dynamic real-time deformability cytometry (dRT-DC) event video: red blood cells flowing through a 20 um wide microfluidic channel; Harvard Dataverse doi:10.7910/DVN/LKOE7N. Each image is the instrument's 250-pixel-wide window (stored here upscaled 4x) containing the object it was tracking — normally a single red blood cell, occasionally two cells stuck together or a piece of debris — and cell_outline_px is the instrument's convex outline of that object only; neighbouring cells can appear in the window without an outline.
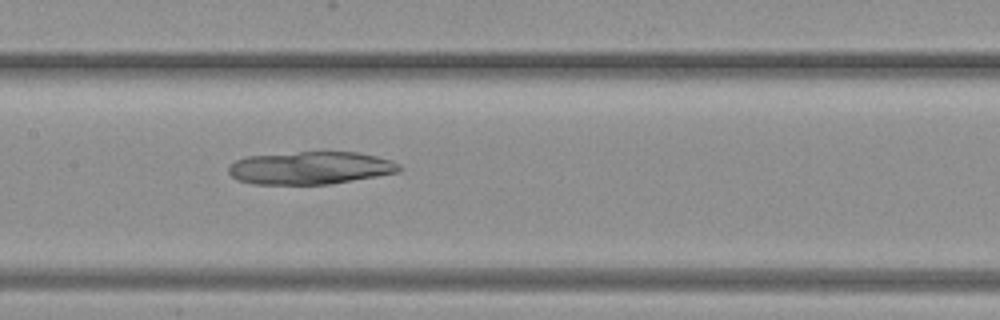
{"species": "common noctule bat (a hibernating species)", "species_latin": "Nyctalus noctula", "temperature_condition": "warm", "stored_images_in_passage": 40, "camera_frame_rate_fps": 3000, "um_per_image_px": 0.085, "animal": {"sex": "female", "body_mass_g": 19.3, "forearm_length_mm": 54.1}, "frame": {"image": 1, "passage_image": 20, "time_ms": 6.333, "image_size_px": [1000, 320], "cell_outline_px": [[404, 168], [400, 172], [328, 184], [252, 184], [236, 180], [228, 172], [228, 164], [236, 160], [248, 156], [324, 148], [356, 152], [376, 156], [392, 160], [400, 164]], "centroid_in_image_um": [26.39, 14.22], "position_along_channel_um": 181.0, "area_um2": 33.87}}
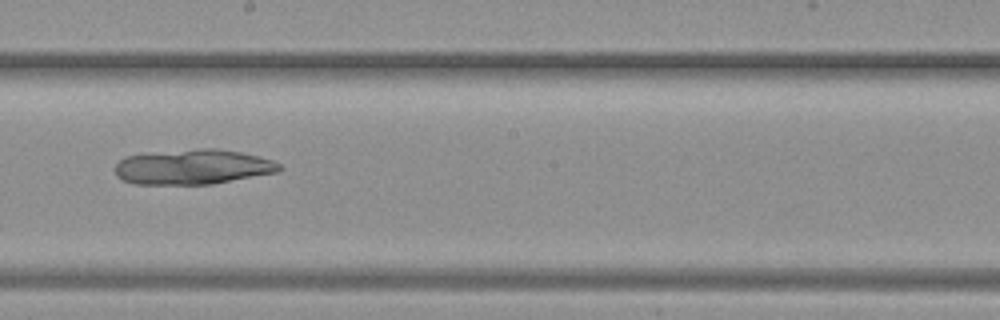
{"frame": {"image": 2, "passage_image": 23, "time_ms": 7.333, "image_size_px": [1000, 320], "cell_outline_px": [[284, 168], [280, 172], [212, 184], [132, 184], [116, 176], [116, 164], [124, 156], [200, 148], [216, 148], [240, 152], [272, 160], [280, 164]], "centroid_in_image_um": [16.43, 14.2], "position_along_channel_um": 231.8, "area_um2": 33.47}}
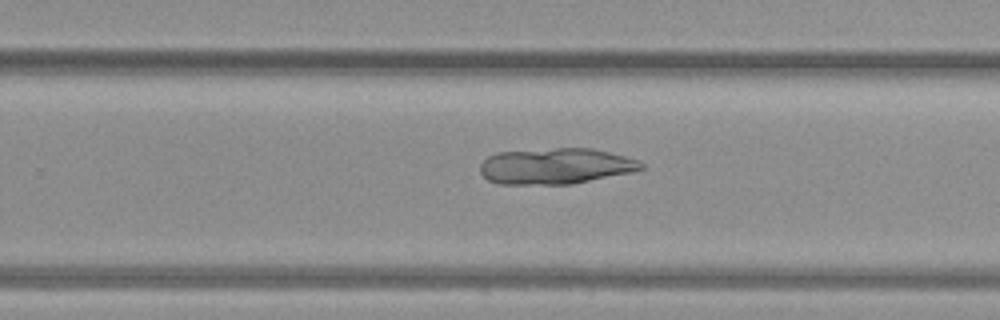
{"frame": {"image": 3, "passage_image": 26, "time_ms": 8.333, "image_size_px": [1000, 320], "cell_outline_px": [[644, 168], [632, 172], [572, 184], [496, 184], [488, 180], [480, 172], [480, 164], [488, 156], [496, 152], [556, 148], [592, 148], [624, 156], [636, 160], [644, 164]], "centroid_in_image_um": [47.19, 14.12], "position_along_channel_um": 282.6, "area_um2": 33.76}}